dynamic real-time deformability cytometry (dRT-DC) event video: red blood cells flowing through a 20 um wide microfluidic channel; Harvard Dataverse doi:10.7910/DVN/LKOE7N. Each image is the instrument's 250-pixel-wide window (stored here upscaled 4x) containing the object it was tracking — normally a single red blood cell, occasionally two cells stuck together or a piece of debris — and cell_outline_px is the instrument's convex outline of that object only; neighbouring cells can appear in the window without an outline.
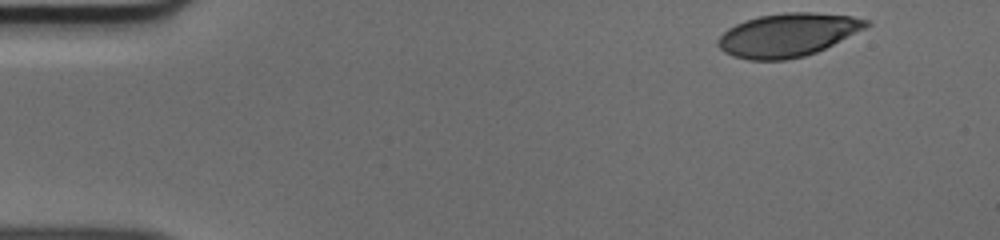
{"species": "human", "species_latin": "Homo sapiens", "temperature_condition": "cold", "stored_images_in_passage": 46, "camera_frame_rate_fps": 3000, "um_per_image_px": 0.085, "donor": {"sex": "male"}, "frame": {"image": 1, "passage_image": 1, "time_ms": 0.0, "image_size_px": [1000, 240], "cell_outline_px": [[872, 24], [816, 52], [804, 56], [784, 60], [748, 60], [732, 56], [724, 52], [716, 44], [716, 40], [728, 28], [744, 20], [760, 16], [784, 12], [812, 12], [852, 16], [868, 20]], "centroid_in_image_um": [66.91, 2.97], "position_along_channel_um": 18.1, "area_um2": 37.22}}
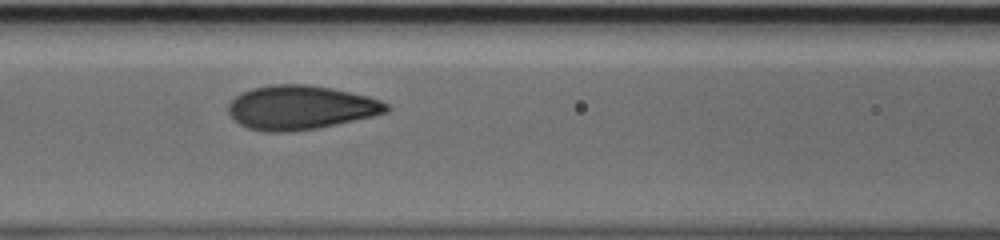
{"frame": {"image": 2, "passage_image": 18, "time_ms": 5.667, "image_size_px": [1000, 240], "cell_outline_px": [[392, 108], [388, 112], [372, 116], [316, 128], [292, 132], [264, 132], [248, 128], [240, 124], [228, 112], [228, 104], [236, 96], [252, 88], [272, 84], [304, 84], [328, 88], [368, 96], [380, 100], [388, 104]], "centroid_in_image_um": [25.54, 9.14], "position_along_channel_um": 141.1, "area_um2": 40.29}}
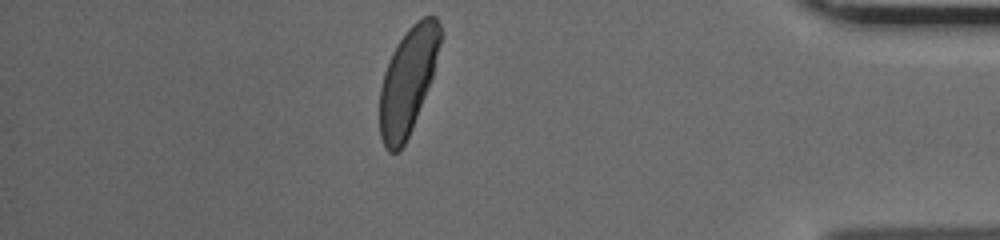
{"frame": {"image": 3, "passage_image": 40, "time_ms": 13.0, "image_size_px": [1000, 240], "cell_outline_px": [[444, 32], [432, 76], [412, 128], [404, 144], [396, 152], [388, 152], [384, 148], [380, 136], [380, 88], [384, 72], [388, 60], [396, 44], [408, 28], [416, 20], [424, 16], [436, 16]], "centroid_in_image_um": [34.67, 6.82], "position_along_channel_um": 400.5, "area_um2": 37.51}}